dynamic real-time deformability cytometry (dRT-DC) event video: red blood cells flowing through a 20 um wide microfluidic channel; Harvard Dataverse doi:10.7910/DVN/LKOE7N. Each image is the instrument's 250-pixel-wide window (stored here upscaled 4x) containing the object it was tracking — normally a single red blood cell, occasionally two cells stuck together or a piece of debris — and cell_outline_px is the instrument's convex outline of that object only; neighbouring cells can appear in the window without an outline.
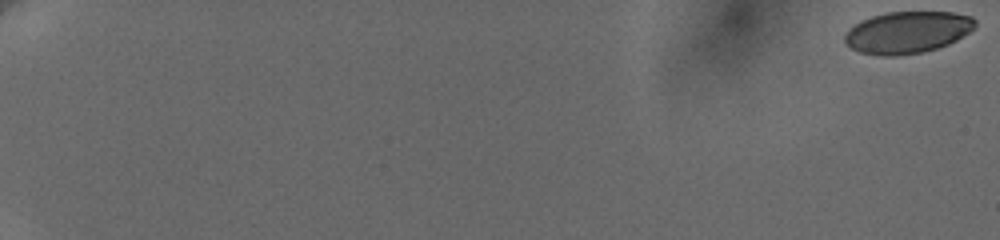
{"species": "human", "species_latin": "Homo sapiens", "temperature_condition": "cold", "stored_images_in_passage": 67, "camera_frame_rate_fps": 3000, "um_per_image_px": 0.085, "donor": {"sex": "female"}, "frame": {"image": 1, "passage_image": 1, "time_ms": 0.0, "image_size_px": [1000, 240], "cell_outline_px": [[976, 28], [956, 40], [948, 44], [936, 48], [920, 52], [896, 56], [884, 56], [860, 52], [852, 48], [844, 40], [844, 36], [860, 20], [872, 16], [888, 12], [952, 12], [972, 16], [976, 20]], "centroid_in_image_um": [77.17, 2.74], "position_along_channel_um": 7.8, "area_um2": 31.62}}
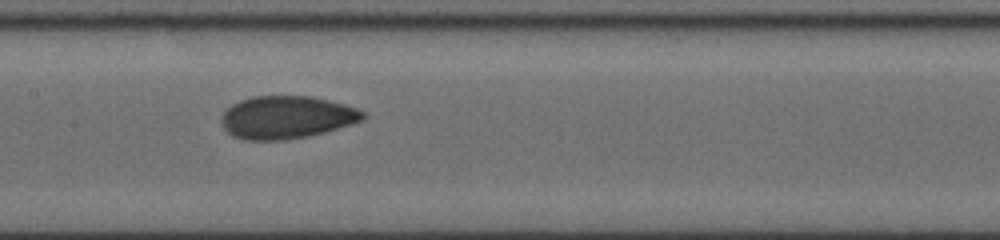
{"frame": {"image": 2, "passage_image": 36, "time_ms": 11.333, "image_size_px": [1000, 240], "cell_outline_px": [[368, 116], [364, 120], [352, 124], [324, 132], [308, 136], [284, 140], [248, 140], [232, 136], [224, 128], [220, 120], [220, 116], [232, 104], [240, 100], [252, 96], [312, 96], [344, 104], [356, 108], [364, 112]], "centroid_in_image_um": [24.36, 9.97], "position_along_channel_um": 183.0, "area_um2": 35.37}}
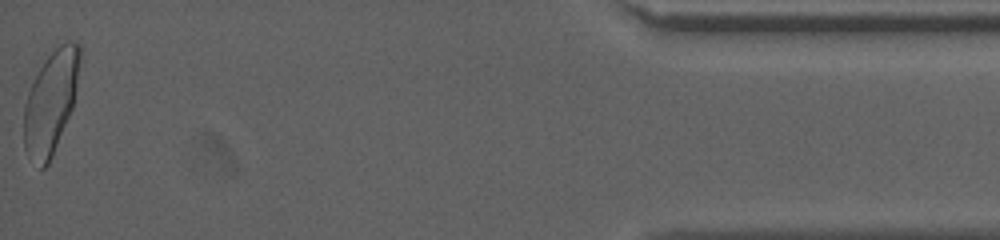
{"frame": {"image": 3, "passage_image": 67, "time_ms": 20.0, "image_size_px": [1000, 240], "cell_outline_px": [[80, 60], [72, 108], [52, 156], [48, 164], [44, 168], [40, 168], [24, 148], [24, 104], [28, 92], [44, 52], [68, 40], [72, 40], [80, 44]], "centroid_in_image_um": [4.3, 8.56], "position_along_channel_um": 430.9, "area_um2": 33.76}, "authors_computed_cell_mechanics": {"area_um2": 33.6974, "velocity_mm_per_s": 3.648, "shape_relaxation_time_tau1_ms": 9.0483, "shape_relaxation_time_tau2_ms": 1.0258, "deformation_change_tau1": 0.1947, "deformation_change_tau2": 0.0466}}